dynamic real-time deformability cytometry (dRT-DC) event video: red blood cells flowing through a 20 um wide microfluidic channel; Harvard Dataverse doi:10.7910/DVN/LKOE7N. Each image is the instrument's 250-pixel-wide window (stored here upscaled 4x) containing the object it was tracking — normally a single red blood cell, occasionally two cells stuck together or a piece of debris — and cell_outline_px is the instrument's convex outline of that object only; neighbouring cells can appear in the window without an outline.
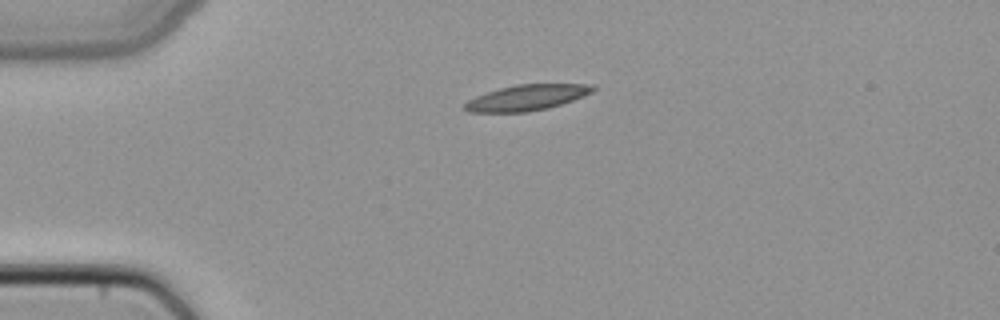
{"species": "common noctule bat (a hibernating species)", "species_latin": "Nyctalus noctula", "temperature_condition": "cold", "stored_images_in_passage": 2, "camera_frame_rate_fps": 3000, "um_per_image_px": 0.085, "animal": {"sex": "female", "body_mass_g": 22.7, "forearm_length_mm": 54.2}, "frame": {"image": 1, "passage_image": 2, "time_ms": 0.333, "image_size_px": [1000, 320], "cell_outline_px": [[596, 88], [592, 92], [572, 100], [548, 108], [528, 112], [468, 112], [460, 108], [468, 100], [476, 96], [500, 88], [516, 84], [596, 84]], "centroid_in_image_um": [44.75, 8.3], "position_along_channel_um": 40.2, "area_um2": 19.19}}